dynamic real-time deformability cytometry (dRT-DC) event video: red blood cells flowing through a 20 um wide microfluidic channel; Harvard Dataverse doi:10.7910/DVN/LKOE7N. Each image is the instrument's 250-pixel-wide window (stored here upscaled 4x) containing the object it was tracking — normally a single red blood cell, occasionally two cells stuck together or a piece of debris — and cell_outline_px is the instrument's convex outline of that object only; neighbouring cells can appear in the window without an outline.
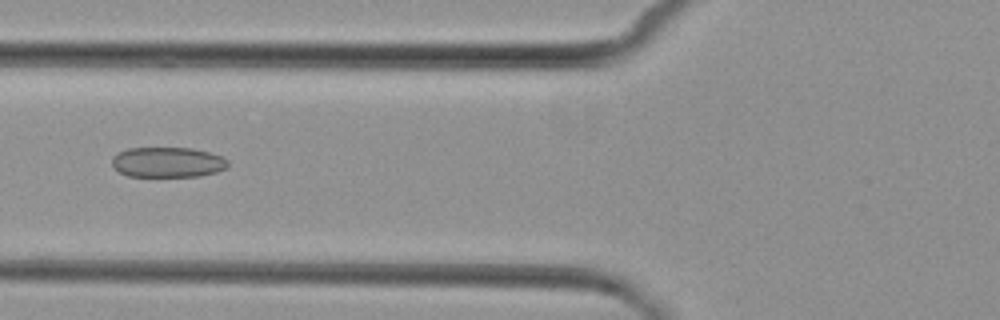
{"species": "common noctule bat (a hibernating species)", "species_latin": "Nyctalus noctula", "temperature_condition": "cold", "stored_images_in_passage": 8, "camera_frame_rate_fps": 3000, "um_per_image_px": 0.085, "animal": {"sex": "female", "body_mass_g": 29.2, "forearm_length_mm": 56.3}, "frame": {"image": 1, "passage_image": 6, "time_ms": 6.667, "image_size_px": [1000, 320], "cell_outline_px": [[228, 164], [224, 168], [216, 172], [200, 176], [128, 176], [112, 168], [112, 156], [128, 148], [192, 148], [208, 152], [220, 156], [228, 160]], "centroid_in_image_um": [14.21, 13.79], "position_along_channel_um": 111.6, "area_um2": 20.35}}
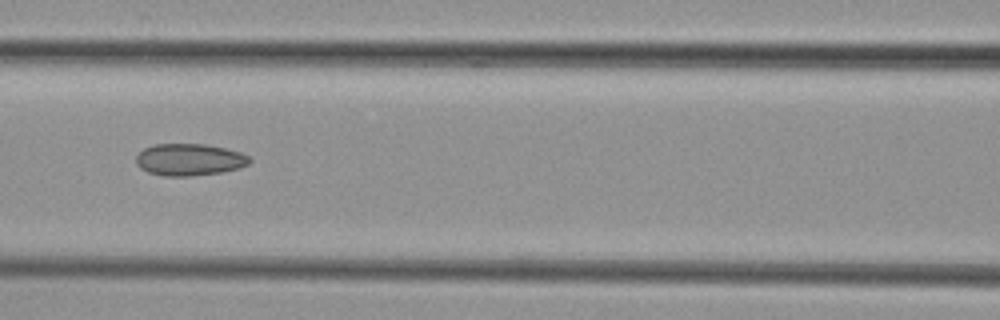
{"frame": {"image": 2, "passage_image": 7, "time_ms": 7.667, "image_size_px": [1000, 320], "cell_outline_px": [[252, 160], [248, 164], [240, 168], [220, 172], [188, 176], [164, 176], [148, 172], [140, 168], [136, 164], [136, 156], [144, 148], [152, 144], [204, 144], [224, 148], [240, 152], [248, 156]], "centroid_in_image_um": [16.08, 13.56], "position_along_channel_um": 150.5, "area_um2": 21.1}}
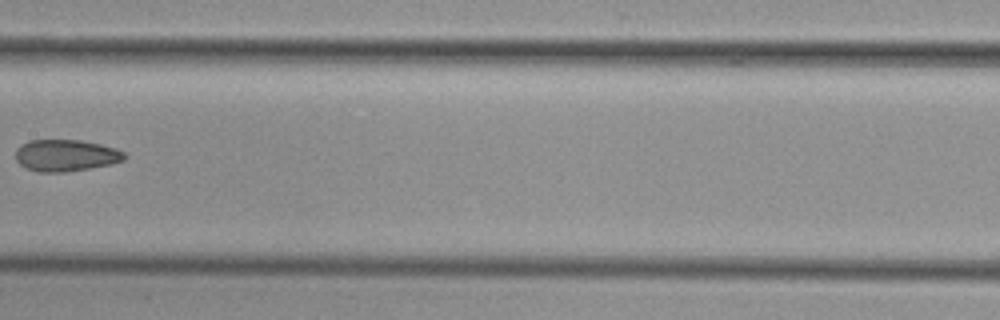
{"frame": {"image": 3, "passage_image": 8, "time_ms": 9.0, "image_size_px": [1000, 320], "cell_outline_px": [[128, 156], [124, 160], [112, 164], [64, 172], [36, 172], [24, 168], [16, 160], [16, 148], [20, 144], [28, 140], [80, 140], [100, 144], [116, 148], [124, 152]], "centroid_in_image_um": [5.58, 13.21], "position_along_channel_um": 201.8, "area_um2": 20.35}}